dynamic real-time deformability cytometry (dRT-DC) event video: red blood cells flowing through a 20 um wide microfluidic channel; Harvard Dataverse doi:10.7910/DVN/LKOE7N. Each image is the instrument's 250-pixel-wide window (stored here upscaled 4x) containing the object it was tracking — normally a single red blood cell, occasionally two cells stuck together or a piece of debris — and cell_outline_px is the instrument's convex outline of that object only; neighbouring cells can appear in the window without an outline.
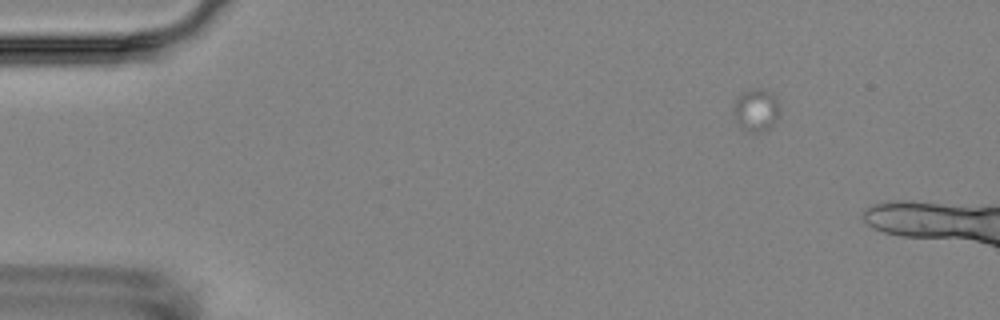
{"species": "Egyptian fruit bat (a non-hibernating species)", "species_latin": "Rousettus aegyptiacus", "temperature_condition": "room temperature", "stored_images_in_passage": 3, "camera_frame_rate_fps": 3000, "um_per_image_px": 0.085, "animal": {"sex": "female"}, "frame": {"image": 1, "passage_image": 1, "time_ms": 0.0, "image_size_px": [1000, 320], "cell_outline_px": [[780, 108], [776, 120], [768, 128], [760, 132], [752, 132], [740, 124], [732, 108], [736, 100], [744, 92], [756, 88], [760, 88], [772, 96], [776, 100]], "centroid_in_image_um": [64.28, 9.35], "position_along_channel_um": 20.7, "area_um2": 10.69}}